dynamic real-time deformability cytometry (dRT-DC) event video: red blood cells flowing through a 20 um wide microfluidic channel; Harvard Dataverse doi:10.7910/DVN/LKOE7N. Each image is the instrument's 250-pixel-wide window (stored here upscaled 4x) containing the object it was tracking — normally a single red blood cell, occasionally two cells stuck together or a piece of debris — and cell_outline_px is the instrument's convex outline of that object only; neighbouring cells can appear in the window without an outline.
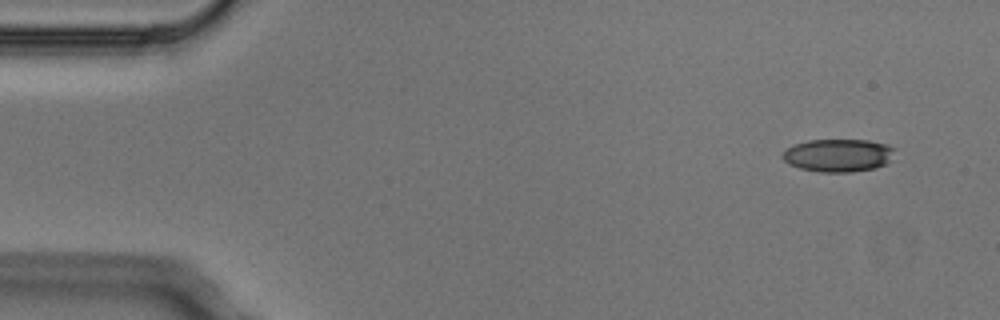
{"species": "Egyptian fruit bat (a non-hibernating species)", "species_latin": "Rousettus aegyptiacus", "temperature_condition": "cold", "stored_images_in_passage": 5, "camera_frame_rate_fps": 3000, "um_per_image_px": 0.085, "animal": {"sex": "male"}, "frame": {"image": 1, "passage_image": 1, "time_ms": 0.0, "image_size_px": [1000, 320], "cell_outline_px": [[896, 148], [888, 160], [884, 164], [876, 168], [852, 172], [820, 172], [800, 168], [788, 164], [780, 156], [792, 144], [808, 140], [868, 140], [888, 144]], "centroid_in_image_um": [71.22, 13.2], "position_along_channel_um": 13.8, "area_um2": 21.56}}